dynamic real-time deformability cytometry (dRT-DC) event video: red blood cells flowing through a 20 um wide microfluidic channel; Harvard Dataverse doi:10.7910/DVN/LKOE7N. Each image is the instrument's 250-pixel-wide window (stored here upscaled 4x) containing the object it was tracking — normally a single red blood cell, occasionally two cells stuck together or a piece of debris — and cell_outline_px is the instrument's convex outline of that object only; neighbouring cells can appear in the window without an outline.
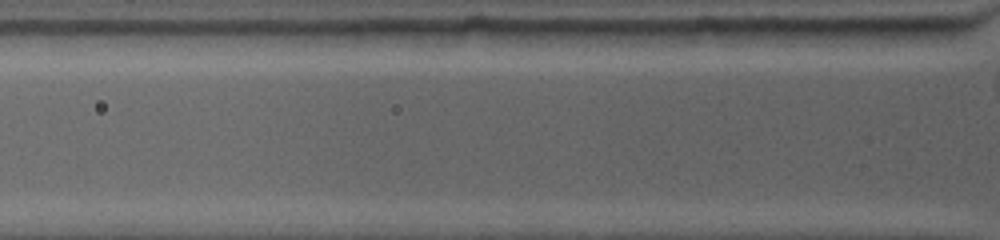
{"species": "common noctule bat (a hibernating species)", "species_latin": "Nyctalus noctula", "temperature_condition": "warm", "stored_images_in_passage": 2, "camera_frame_rate_fps": 4500, "um_per_image_px": 0.085, "animal": {"sex": "female", "body_mass_g": 19.0, "forearm_length_mm": 53.3}, "frame": {"image": 1, "passage_image": 2, "time_ms": 0.444, "image_size_px": [1000, 240], "cell_outline_px": [[952, 36], [924, 44], [884, 48], [840, 44], [812, 28], [952, 28]], "centroid_in_image_um": [75.25, 3.08], "position_along_channel_um": 50.5, "area_um2": 14.97}}